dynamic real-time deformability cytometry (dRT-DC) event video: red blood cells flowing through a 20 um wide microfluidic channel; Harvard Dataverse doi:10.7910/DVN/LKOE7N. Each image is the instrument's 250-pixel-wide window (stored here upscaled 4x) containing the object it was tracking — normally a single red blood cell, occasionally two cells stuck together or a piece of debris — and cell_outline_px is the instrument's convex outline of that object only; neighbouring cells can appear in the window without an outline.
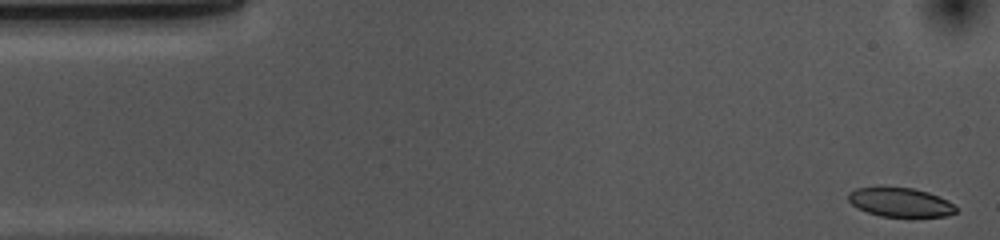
{"species": "common noctule bat (a hibernating species)", "species_latin": "Nyctalus noctula", "temperature_condition": "cold", "stored_images_in_passage": 53, "camera_frame_rate_fps": 3000, "um_per_image_px": 0.085, "animal": {"sex": "female", "body_mass_g": 10.0, "forearm_length_mm": 53.1}, "frame": {"image": 1, "passage_image": 1, "time_ms": 0.0, "image_size_px": [1000, 240], "cell_outline_px": [[956, 212], [944, 216], [912, 220], [880, 216], [856, 208], [848, 200], [848, 192], [856, 188], [880, 184], [884, 184], [912, 188], [928, 192], [948, 200], [956, 208]], "centroid_in_image_um": [76.48, 17.2], "position_along_channel_um": 8.5, "area_um2": 19.65}}
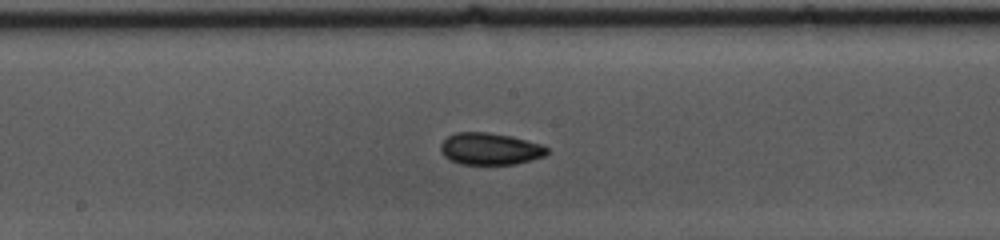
{"frame": {"image": 2, "passage_image": 26, "time_ms": 8.333, "image_size_px": [1000, 240], "cell_outline_px": [[548, 152], [544, 156], [532, 160], [516, 164], [460, 164], [444, 156], [440, 148], [440, 144], [448, 136], [456, 132], [488, 132], [512, 136], [540, 144], [548, 148]], "centroid_in_image_um": [41.65, 12.65], "position_along_channel_um": 206.5, "area_um2": 19.77}}
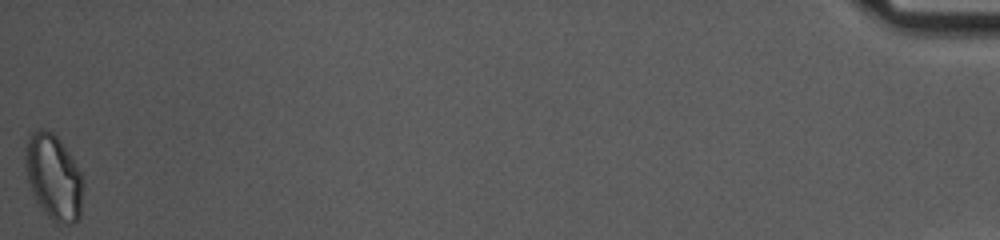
{"frame": {"image": 3, "passage_image": 53, "time_ms": 17.333, "image_size_px": [1000, 240], "cell_outline_px": [[84, 184], [80, 216], [72, 224], [56, 224], [48, 216], [36, 200], [32, 192], [28, 180], [24, 160], [24, 152], [28, 132], [40, 128], [44, 128], [52, 132], [60, 140], [72, 156], [80, 172]], "centroid_in_image_um": [4.55, 15.02], "position_along_channel_um": 430.7, "area_um2": 29.19}, "authors_computed_cell_mechanics": {"area_um2": 19.8832, "velocity_mm_per_s": 3.6543, "shape_relaxation_time_tau1_ms": 3.7908, "shape_relaxation_time_tau2_ms": 3.2642, "deformation_change_tau1": 0.0886, "deformation_change_tau2": 0.0729}}